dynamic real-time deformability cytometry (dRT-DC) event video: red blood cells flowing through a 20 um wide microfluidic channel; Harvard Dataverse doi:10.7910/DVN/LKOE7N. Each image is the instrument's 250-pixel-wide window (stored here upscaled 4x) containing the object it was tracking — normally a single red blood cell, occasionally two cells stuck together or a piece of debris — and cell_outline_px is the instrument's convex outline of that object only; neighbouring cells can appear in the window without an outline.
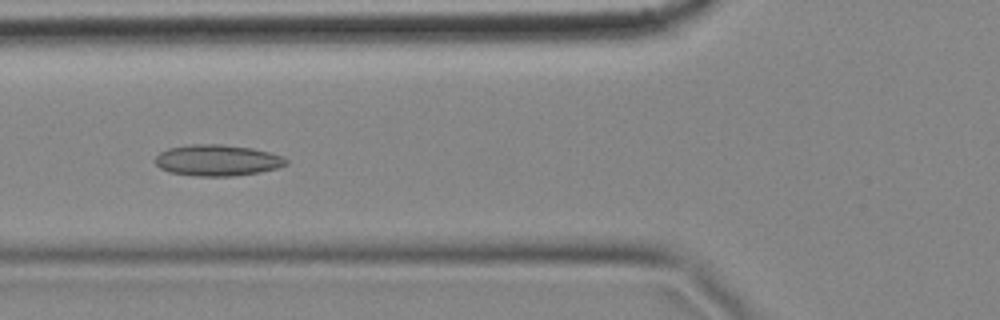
{"species": "common noctule bat (a hibernating species)", "species_latin": "Nyctalus noctula", "temperature_condition": "cold", "stored_images_in_passage": 14, "camera_frame_rate_fps": 3000, "um_per_image_px": 0.085, "animal": {"sex": "female", "body_mass_g": 18.4}, "frame": {"image": 1, "passage_image": 5, "time_ms": 1.333, "image_size_px": [1000, 320], "cell_outline_px": [[288, 164], [276, 168], [260, 172], [236, 176], [196, 176], [168, 172], [160, 168], [156, 164], [156, 156], [160, 152], [168, 148], [188, 144], [220, 144], [252, 148], [284, 156], [288, 160]], "centroid_in_image_um": [18.48, 13.62], "position_along_channel_um": 107.3, "area_um2": 23.93}}